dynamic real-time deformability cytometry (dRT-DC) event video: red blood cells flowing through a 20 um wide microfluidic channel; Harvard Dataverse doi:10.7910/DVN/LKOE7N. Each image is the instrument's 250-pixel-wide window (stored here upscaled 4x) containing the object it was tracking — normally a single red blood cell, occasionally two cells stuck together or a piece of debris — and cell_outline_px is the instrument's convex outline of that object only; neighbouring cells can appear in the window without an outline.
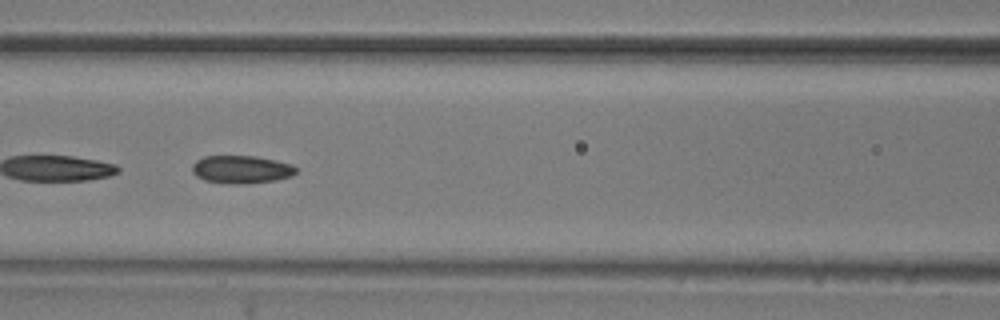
{"species": "common noctule bat (a hibernating species)", "species_latin": "Nyctalus noctula", "temperature_condition": "room temperature", "stored_images_in_passage": 53, "camera_frame_rate_fps": 3000, "um_per_image_px": 0.085, "animal": {"sex": "male", "body_mass_g": 20.5, "forearm_length_mm": 52.5}, "frame": {"image": 1, "passage_image": 23, "time_ms": 7.333, "image_size_px": [1000, 320], "cell_outline_px": [[296, 172], [292, 176], [276, 180], [248, 184], [228, 184], [204, 180], [196, 176], [192, 172], [192, 164], [196, 160], [204, 156], [256, 156], [276, 160], [292, 164], [296, 168]], "centroid_in_image_um": [20.51, 14.41], "position_along_channel_um": 146.1, "area_um2": 17.11}}
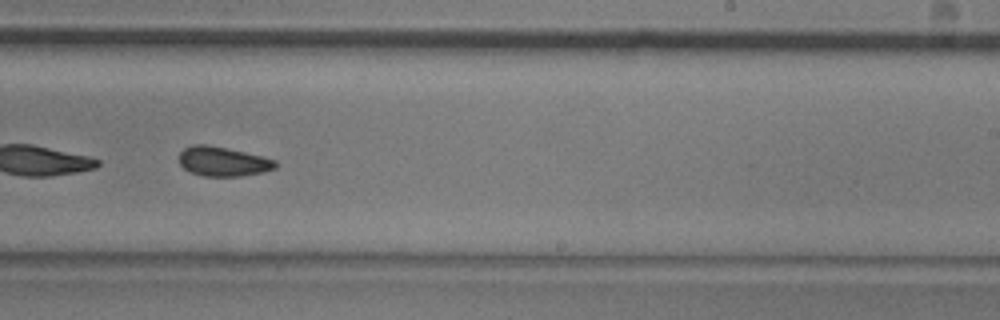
{"frame": {"image": 2, "passage_image": 33, "time_ms": 10.667, "image_size_px": [1000, 320], "cell_outline_px": [[276, 168], [264, 172], [240, 176], [204, 176], [192, 172], [184, 168], [180, 164], [180, 152], [184, 148], [192, 144], [208, 144], [244, 152], [276, 160]], "centroid_in_image_um": [18.94, 13.72], "position_along_channel_um": 270.1, "area_um2": 16.42}}
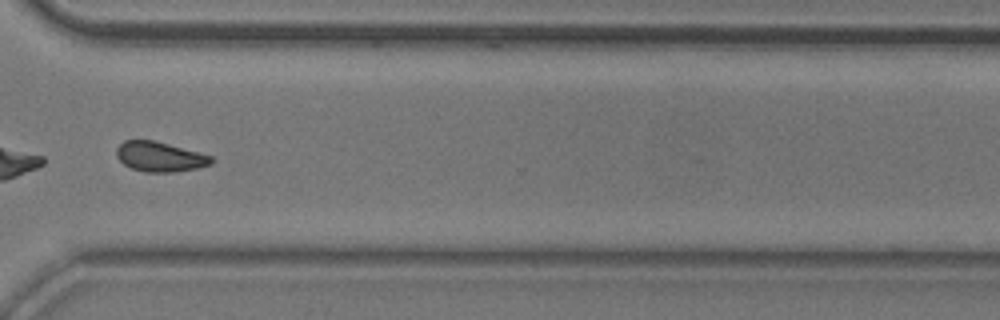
{"frame": {"image": 3, "passage_image": 40, "time_ms": 13.0, "image_size_px": [1000, 320], "cell_outline_px": [[212, 164], [196, 168], [176, 172], [144, 172], [132, 168], [124, 164], [116, 156], [116, 148], [124, 140], [152, 140], [200, 152], [212, 156]], "centroid_in_image_um": [13.58, 13.32], "position_along_channel_um": 357.0, "area_um2": 16.47}, "authors_computed_cell_mechanics": {"area_um2": 17.3978, "velocity_mm_per_s": 3.7305, "shape_relaxation_time_tau1_ms": 3.0175, "shape_relaxation_time_tau2_ms": 2.8484, "deformation_change_tau1": 0.0808, "deformation_change_tau2": 0.0693}}